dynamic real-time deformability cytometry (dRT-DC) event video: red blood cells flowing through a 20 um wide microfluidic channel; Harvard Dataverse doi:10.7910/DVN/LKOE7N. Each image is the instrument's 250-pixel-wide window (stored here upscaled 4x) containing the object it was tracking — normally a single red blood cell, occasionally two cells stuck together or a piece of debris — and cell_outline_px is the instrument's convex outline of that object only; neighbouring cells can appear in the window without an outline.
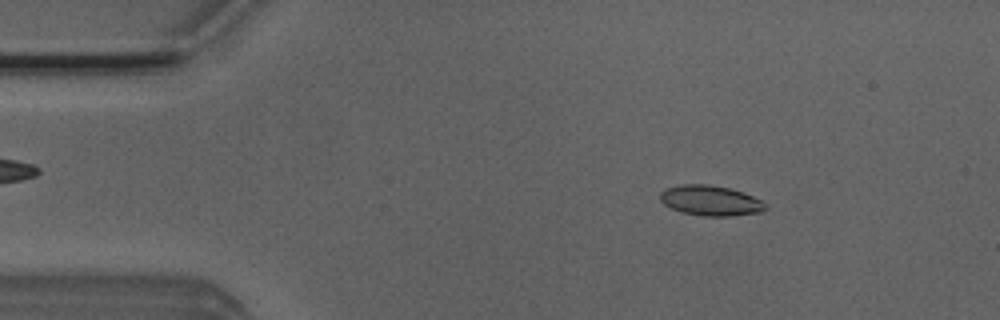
{"species": "Egyptian fruit bat (a non-hibernating species)", "species_latin": "Rousettus aegyptiacus", "temperature_condition": "room temperature", "stored_images_in_passage": 51, "camera_frame_rate_fps": 3000, "um_per_image_px": 0.085, "animal": {"sex": "male"}, "frame": {"image": 1, "passage_image": 7, "time_ms": 2.0, "image_size_px": [1000, 320], "cell_outline_px": [[768, 208], [760, 212], [732, 216], [704, 216], [680, 212], [664, 204], [660, 200], [660, 192], [664, 188], [680, 184], [708, 184], [728, 188], [744, 192], [760, 200]], "centroid_in_image_um": [60.36, 17.04], "position_along_channel_um": 24.6, "area_um2": 18.61}}
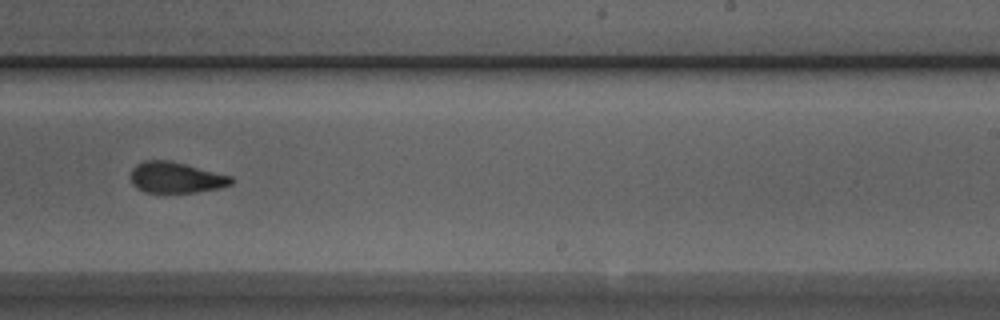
{"frame": {"image": 2, "passage_image": 31, "time_ms": 10.0, "image_size_px": [1000, 320], "cell_outline_px": [[236, 180], [232, 184], [220, 188], [196, 192], [144, 192], [136, 188], [132, 184], [132, 168], [136, 164], [144, 160], [168, 160], [232, 176]], "centroid_in_image_um": [14.97, 15.09], "position_along_channel_um": 274.0, "area_um2": 18.09}}
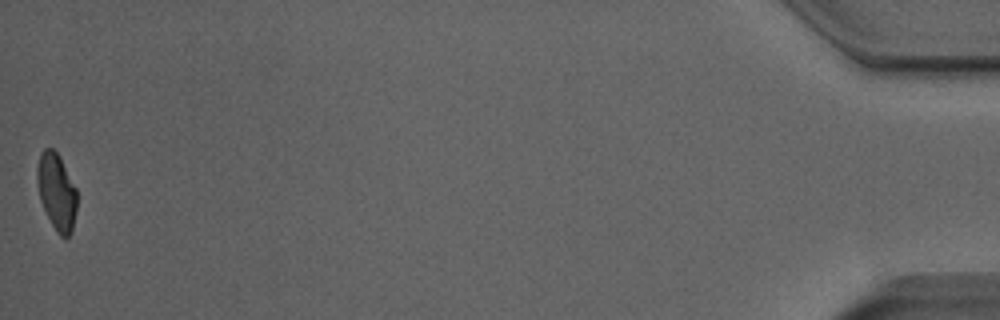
{"frame": {"image": 3, "passage_image": 51, "time_ms": 16.667, "image_size_px": [1000, 320], "cell_outline_px": [[76, 212], [72, 232], [64, 240], [56, 232], [40, 200], [36, 180], [36, 168], [40, 152], [44, 148], [52, 148], [60, 156], [76, 188]], "centroid_in_image_um": [4.8, 16.29], "position_along_channel_um": 430.4, "area_um2": 17.98}, "authors_computed_cell_mechanics": {"area_um2": 18.6116, "velocity_mm_per_s": 3.9186, "shape_relaxation_time_tau1_ms": 5.8503, "shape_relaxation_time_tau2_ms": 1.5302, "deformation_change_tau1": 0.1884, "deformation_change_tau2": 0.0798}}